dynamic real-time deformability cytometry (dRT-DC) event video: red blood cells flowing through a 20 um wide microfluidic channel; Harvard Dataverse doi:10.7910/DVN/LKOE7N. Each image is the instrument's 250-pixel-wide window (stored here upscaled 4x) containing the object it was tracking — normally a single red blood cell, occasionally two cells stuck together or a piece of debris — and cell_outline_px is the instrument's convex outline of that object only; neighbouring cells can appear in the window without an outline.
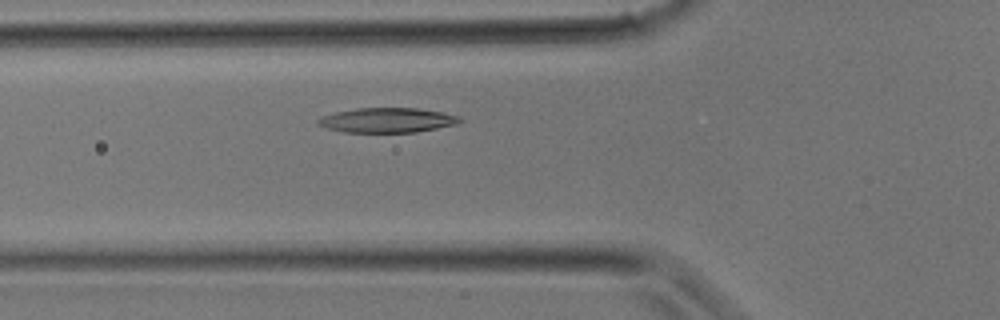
{"species": "common noctule bat (a hibernating species)", "species_latin": "Nyctalus noctula", "temperature_condition": "room temperature", "stored_images_in_passage": 26, "camera_frame_rate_fps": 3000, "um_per_image_px": 0.085, "animal": {"sex": "male", "body_mass_g": 17.9}, "frame": {"image": 1, "passage_image": 7, "time_ms": 2.0, "image_size_px": [1000, 320], "cell_outline_px": [[460, 120], [456, 124], [416, 132], [344, 132], [324, 128], [316, 124], [316, 120], [320, 116], [336, 112], [356, 108], [416, 108], [444, 112], [460, 116]], "centroid_in_image_um": [32.85, 10.21], "position_along_channel_um": 93.0, "area_um2": 20.52}}
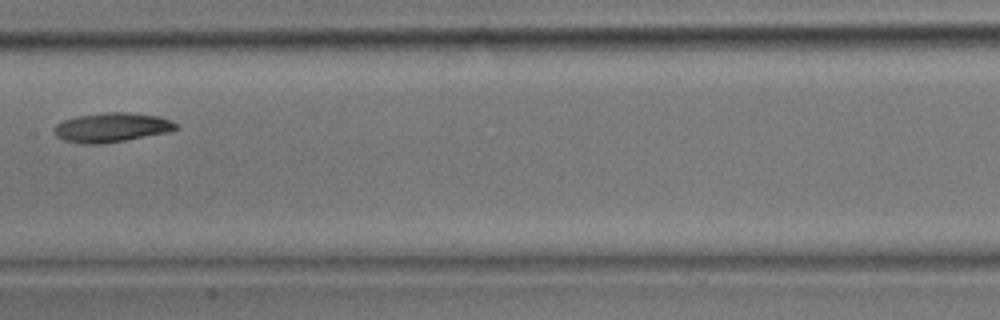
{"frame": {"image": 2, "passage_image": 12, "time_ms": 3.667, "image_size_px": [1000, 320], "cell_outline_px": [[180, 128], [168, 132], [124, 140], [100, 144], [80, 144], [64, 140], [56, 136], [52, 128], [56, 124], [64, 120], [76, 116], [104, 112], [124, 112], [160, 116], [176, 124]], "centroid_in_image_um": [9.45, 10.83], "position_along_channel_um": 198.0, "area_um2": 20.81}}
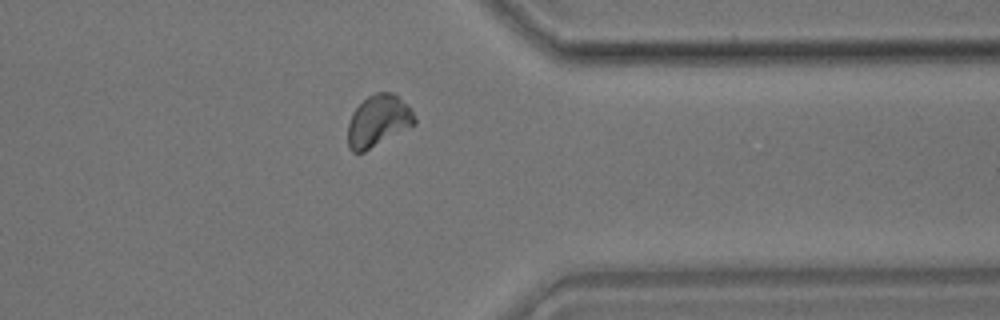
{"frame": {"image": 3, "passage_image": 21, "time_ms": 6.667, "image_size_px": [1000, 320], "cell_outline_px": [[416, 124], [364, 152], [352, 152], [348, 148], [348, 124], [352, 112], [368, 96], [376, 92], [392, 92], [408, 104], [412, 108], [416, 120]], "centroid_in_image_um": [32.16, 10.27], "position_along_channel_um": 379.2, "area_um2": 20.17}}